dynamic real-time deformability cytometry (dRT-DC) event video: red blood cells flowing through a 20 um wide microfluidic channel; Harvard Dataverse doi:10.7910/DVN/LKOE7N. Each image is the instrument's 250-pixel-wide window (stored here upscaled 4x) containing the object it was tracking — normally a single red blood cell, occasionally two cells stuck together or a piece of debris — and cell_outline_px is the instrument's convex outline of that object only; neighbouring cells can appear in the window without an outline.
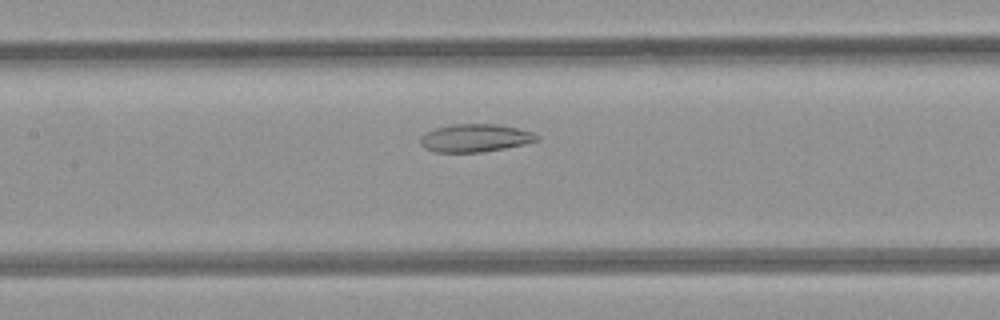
{"species": "common noctule bat (a hibernating species)", "species_latin": "Nyctalus noctula", "temperature_condition": "room temperature", "stored_images_in_passage": 5, "camera_frame_rate_fps": 3000, "um_per_image_px": 0.085, "animal": {"sex": "female", "body_mass_g": 21.9}, "frame": {"image": 1, "passage_image": 4, "time_ms": 4.333, "image_size_px": [1000, 320], "cell_outline_px": [[540, 140], [524, 144], [504, 148], [480, 152], [436, 152], [424, 148], [420, 144], [420, 136], [436, 128], [452, 124], [496, 124], [516, 128], [532, 132], [540, 136]], "centroid_in_image_um": [40.39, 11.73], "position_along_channel_um": 167.0, "area_um2": 18.84}}